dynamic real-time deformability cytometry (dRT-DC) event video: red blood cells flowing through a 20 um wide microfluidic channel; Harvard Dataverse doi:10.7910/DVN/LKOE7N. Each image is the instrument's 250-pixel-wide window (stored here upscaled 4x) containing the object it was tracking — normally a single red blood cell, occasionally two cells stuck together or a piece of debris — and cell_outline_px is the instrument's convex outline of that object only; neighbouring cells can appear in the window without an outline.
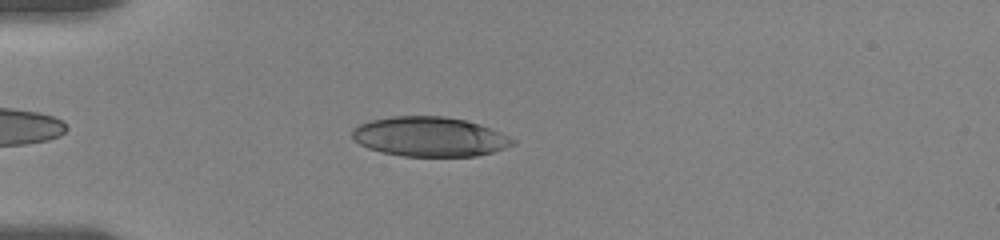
{"species": "human", "species_latin": "Homo sapiens", "temperature_condition": "room temperature", "stored_images_in_passage": 29, "camera_frame_rate_fps": 3000, "um_per_image_px": 0.085, "donor": {"sex": "female"}, "frame": {"image": 1, "passage_image": 4, "time_ms": 1.667, "image_size_px": [1000, 240], "cell_outline_px": [[516, 144], [492, 152], [476, 156], [404, 156], [380, 152], [368, 148], [360, 144], [352, 136], [352, 128], [368, 120], [392, 116], [444, 116], [464, 120], [480, 124], [500, 132], [516, 140]], "centroid_in_image_um": [36.51, 11.61], "position_along_channel_um": 48.5, "area_um2": 37.11}}
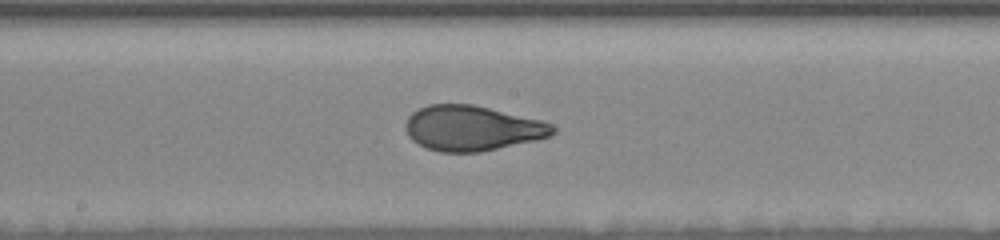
{"frame": {"image": 2, "passage_image": 15, "time_ms": 6.667, "image_size_px": [1000, 240], "cell_outline_px": [[556, 132], [552, 136], [480, 152], [440, 152], [424, 148], [412, 140], [408, 136], [408, 116], [412, 112], [428, 104], [472, 104], [540, 120], [552, 124], [556, 128]], "centroid_in_image_um": [40.14, 10.9], "position_along_channel_um": 208.1, "area_um2": 38.44}}
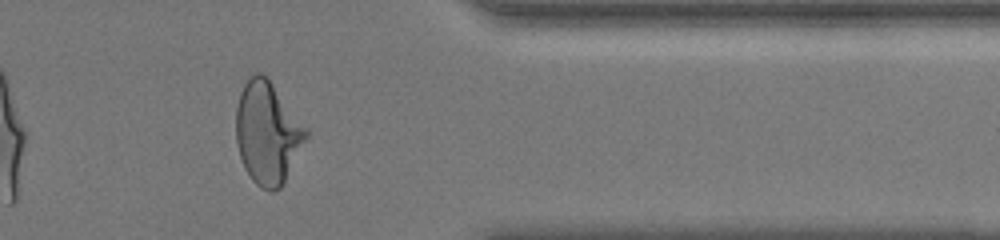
{"frame": {"image": 3, "passage_image": 26, "time_ms": 12.0, "image_size_px": [1000, 240], "cell_outline_px": [[308, 136], [280, 188], [272, 192], [260, 188], [252, 180], [244, 168], [240, 156], [236, 140], [236, 108], [240, 92], [244, 84], [256, 72], [260, 72], [272, 84], [308, 128]], "centroid_in_image_um": [22.72, 11.31], "position_along_channel_um": 388.7, "area_um2": 41.27}, "authors_computed_cell_mechanics": {"area_um2": 38.6682, "velocity_mm_per_s": 3.5868, "shape_relaxation_time_tau1_ms": 4.3804, "shape_relaxation_time_tau2_ms": 0.0293, "deformation_change_tau1": 0.1921, "deformation_change_tau2": 0.0589}}